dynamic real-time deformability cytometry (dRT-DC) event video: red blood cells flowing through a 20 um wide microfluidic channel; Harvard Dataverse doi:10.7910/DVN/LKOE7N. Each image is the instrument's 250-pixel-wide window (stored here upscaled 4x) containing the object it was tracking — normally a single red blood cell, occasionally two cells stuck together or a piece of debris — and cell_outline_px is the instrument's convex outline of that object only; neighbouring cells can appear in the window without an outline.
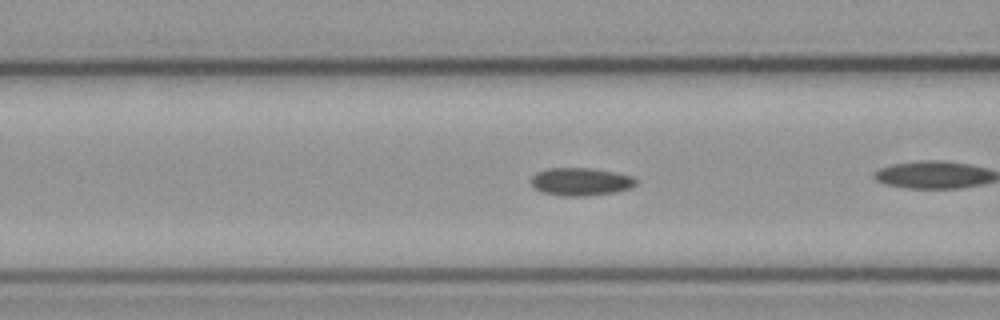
{"species": "common noctule bat (a hibernating species)", "species_latin": "Nyctalus noctula", "temperature_condition": "cold", "stored_images_in_passage": 38, "camera_frame_rate_fps": 3000, "um_per_image_px": 0.085, "animal": {"sex": "male", "body_mass_g": 23.1, "forearm_length_mm": 52.7}, "frame": {"image": 1, "passage_image": 17, "time_ms": 5.333, "image_size_px": [1000, 320], "cell_outline_px": [[636, 184], [632, 188], [612, 192], [588, 196], [560, 196], [544, 192], [536, 188], [532, 184], [532, 176], [536, 172], [548, 168], [592, 168], [616, 172], [632, 176], [636, 180]], "centroid_in_image_um": [49.38, 15.43], "position_along_channel_um": 117.2, "area_um2": 16.99}}